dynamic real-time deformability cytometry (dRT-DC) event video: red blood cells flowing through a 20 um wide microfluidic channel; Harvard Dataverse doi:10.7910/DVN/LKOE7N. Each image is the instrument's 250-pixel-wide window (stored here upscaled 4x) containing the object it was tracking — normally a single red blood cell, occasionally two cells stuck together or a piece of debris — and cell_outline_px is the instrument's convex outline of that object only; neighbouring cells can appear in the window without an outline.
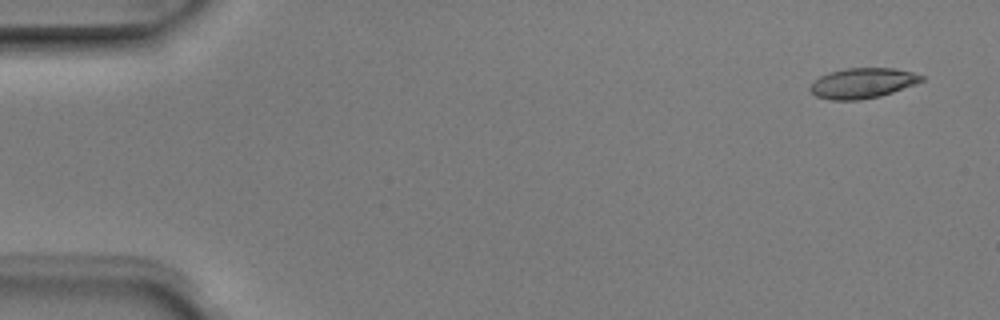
{"species": "Egyptian fruit bat (a non-hibernating species)", "species_latin": "Rousettus aegyptiacus", "temperature_condition": "room temperature", "stored_images_in_passage": 5, "segment_of_instrument_passage": [1, 2], "camera_frame_rate_fps": 3000, "um_per_image_px": 0.085, "animal": {"sex": "male"}, "frame": {"image": 1, "passage_image": 1, "time_ms": 0.0, "image_size_px": [1000, 320], "cell_outline_px": [[924, 80], [916, 84], [880, 96], [860, 100], [832, 100], [816, 96], [808, 88], [820, 76], [832, 72], [848, 68], [892, 68], [912, 72], [924, 76]], "centroid_in_image_um": [73.34, 7.07], "position_along_channel_um": 11.7, "area_um2": 19.42}}
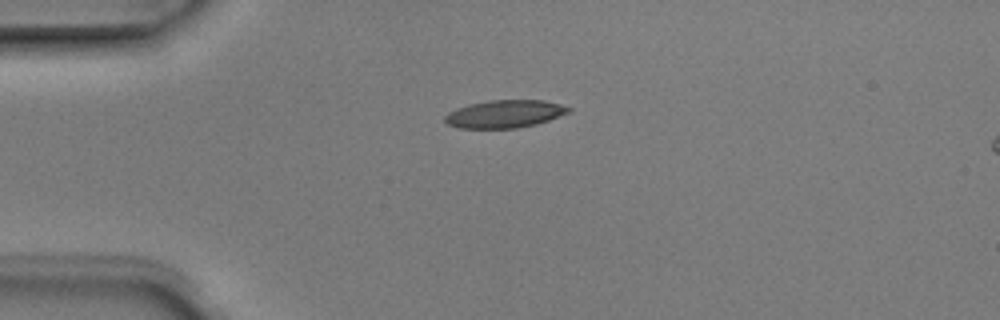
{"frame": {"image": 2, "passage_image": 4, "time_ms": 1.0, "image_size_px": [1000, 320], "cell_outline_px": [[572, 112], [536, 124], [516, 128], [456, 128], [448, 124], [444, 120], [444, 116], [448, 112], [456, 108], [488, 100], [544, 100], [560, 104], [572, 108]], "centroid_in_image_um": [42.91, 9.68], "position_along_channel_um": 42.1, "area_um2": 20.06}}